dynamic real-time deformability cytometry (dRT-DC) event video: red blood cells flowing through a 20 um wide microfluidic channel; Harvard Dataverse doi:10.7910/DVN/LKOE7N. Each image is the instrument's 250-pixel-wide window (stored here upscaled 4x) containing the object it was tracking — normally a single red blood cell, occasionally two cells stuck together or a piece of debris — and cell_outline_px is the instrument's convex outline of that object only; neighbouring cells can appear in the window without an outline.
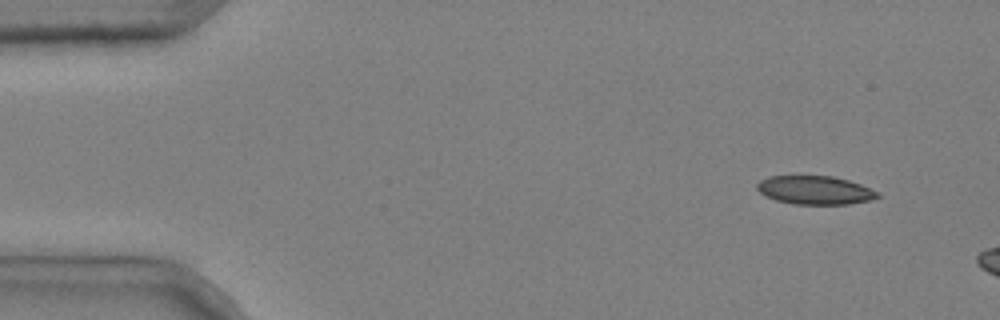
{"species": "common noctule bat (a hibernating species)", "species_latin": "Nyctalus noctula", "temperature_condition": "cold", "stored_images_in_passage": 3, "camera_frame_rate_fps": 3000, "um_per_image_px": 0.085, "animal": {"sex": "male", "body_mass_g": 20.4}, "frame": {"image": 1, "passage_image": 1, "time_ms": 0.0, "image_size_px": [1000, 320], "cell_outline_px": [[880, 196], [868, 200], [848, 204], [792, 204], [776, 200], [760, 192], [756, 188], [756, 184], [760, 180], [768, 176], [832, 176], [848, 180], [860, 184], [876, 192]], "centroid_in_image_um": [69.22, 16.16], "position_along_channel_um": 15.8, "area_um2": 19.77}}